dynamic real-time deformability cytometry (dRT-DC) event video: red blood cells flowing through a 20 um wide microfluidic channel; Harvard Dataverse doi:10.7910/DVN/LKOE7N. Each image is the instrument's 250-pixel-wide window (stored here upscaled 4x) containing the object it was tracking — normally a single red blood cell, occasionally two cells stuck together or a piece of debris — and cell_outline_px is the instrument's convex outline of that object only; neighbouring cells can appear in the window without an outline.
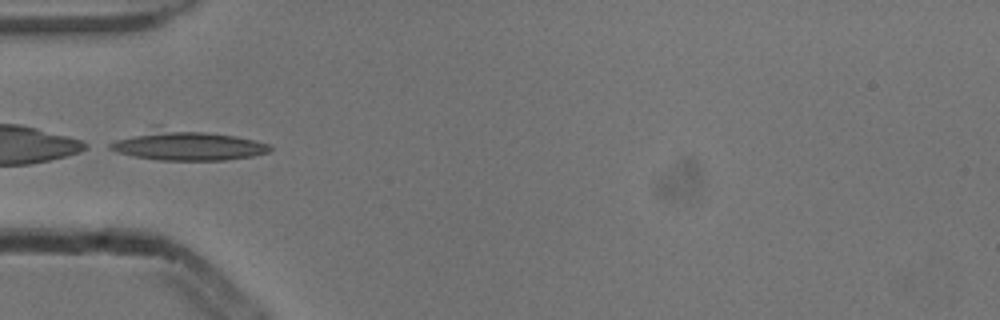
{"species": "common noctule bat (a hibernating species)", "species_latin": "Nyctalus noctula", "temperature_condition": "cold", "stored_images_in_passage": 4, "camera_frame_rate_fps": 3000, "um_per_image_px": 0.085, "animal": {"sex": "male", "body_mass_g": 13.3}, "frame": {"image": 1, "passage_image": 1, "time_ms": 0.0, "image_size_px": [1000, 320], "cell_outline_px": [[272, 148], [268, 152], [252, 156], [224, 160], [156, 160], [116, 152], [108, 148], [108, 144], [116, 140], [152, 124], [156, 124], [236, 136], [272, 144]], "centroid_in_image_um": [15.83, 12.3], "position_along_channel_um": 69.2, "area_um2": 28.78}}
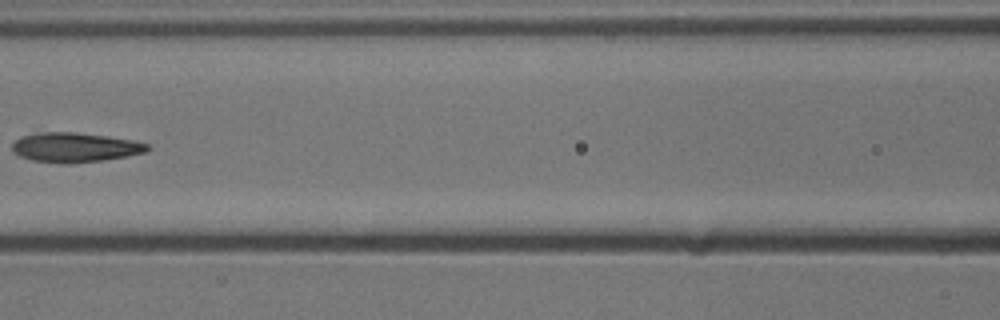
{"frame": {"image": 2, "passage_image": 3, "time_ms": 0.667, "image_size_px": [1000, 320], "cell_outline_px": [[152, 148], [144, 152], [128, 156], [104, 160], [64, 164], [32, 160], [20, 156], [12, 152], [12, 144], [16, 140], [24, 136], [40, 132], [76, 132], [108, 136], [132, 140], [148, 144]], "centroid_in_image_um": [6.38, 12.53], "position_along_channel_um": 160.2, "area_um2": 23.29}}
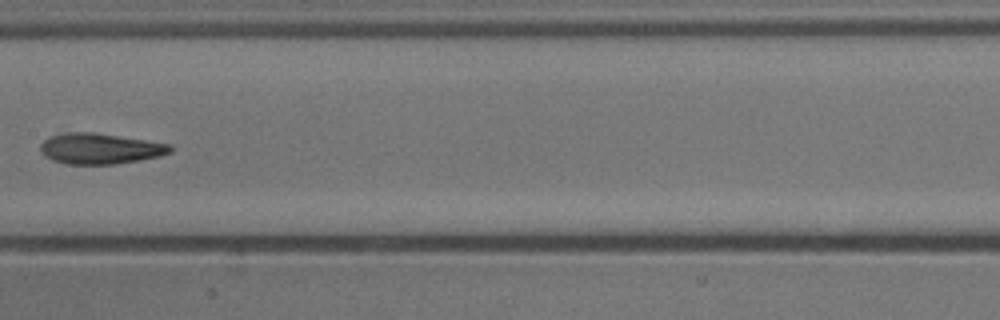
{"frame": {"image": 3, "passage_image": 4, "time_ms": 1.0, "image_size_px": [1000, 320], "cell_outline_px": [[172, 152], [160, 156], [140, 160], [116, 164], [68, 164], [52, 160], [40, 152], [40, 144], [48, 136], [64, 132], [92, 132], [172, 144]], "centroid_in_image_um": [8.49, 12.63], "position_along_channel_um": 198.9, "area_um2": 23.35}}